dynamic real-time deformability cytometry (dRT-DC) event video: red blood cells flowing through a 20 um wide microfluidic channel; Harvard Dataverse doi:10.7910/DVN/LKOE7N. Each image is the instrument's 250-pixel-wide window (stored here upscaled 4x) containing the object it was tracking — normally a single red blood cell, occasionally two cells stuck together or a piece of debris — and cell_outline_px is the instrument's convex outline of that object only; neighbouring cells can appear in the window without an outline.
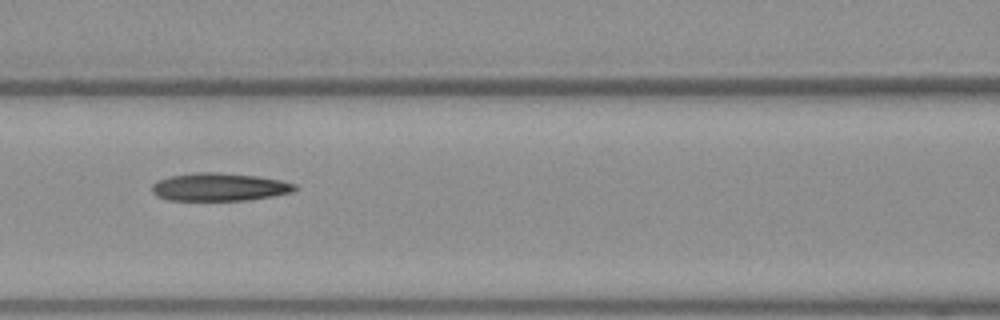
{"species": "Egyptian fruit bat (a non-hibernating species)", "species_latin": "Rousettus aegyptiacus", "temperature_condition": "warm", "stored_images_in_passage": 24, "camera_frame_rate_fps": 3000, "um_per_image_px": 0.085, "frame": {"image": 1, "passage_image": 24, "time_ms": 7.667, "image_size_px": [1000, 320], "cell_outline_px": [[296, 188], [292, 192], [272, 196], [248, 200], [168, 200], [156, 196], [152, 192], [152, 184], [168, 176], [196, 172], [216, 172], [256, 176], [280, 180], [296, 184]], "centroid_in_image_um": [18.62, 15.89], "position_along_channel_um": 148.0, "area_um2": 23.18}}